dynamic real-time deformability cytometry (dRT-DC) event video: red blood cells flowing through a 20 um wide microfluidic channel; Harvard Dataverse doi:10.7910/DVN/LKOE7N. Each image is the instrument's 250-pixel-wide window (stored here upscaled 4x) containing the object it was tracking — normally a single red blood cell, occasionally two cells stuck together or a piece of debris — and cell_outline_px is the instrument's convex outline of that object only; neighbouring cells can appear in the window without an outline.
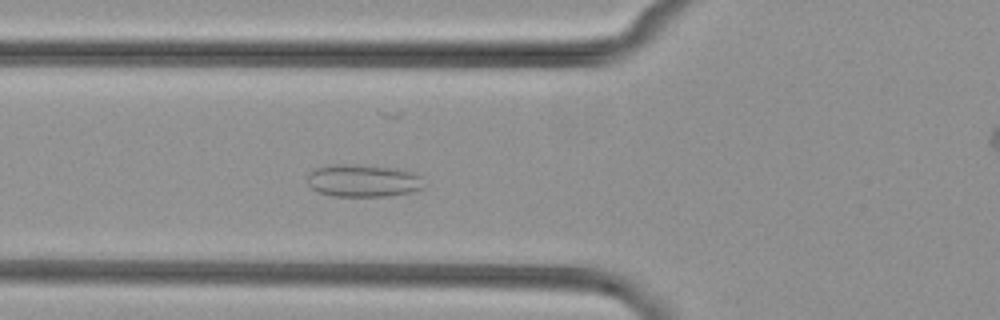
{"species": "common noctule bat (a hibernating species)", "species_latin": "Nyctalus noctula", "temperature_condition": "cold", "stored_images_in_passage": 43, "camera_frame_rate_fps": 3000, "um_per_image_px": 0.085, "animal": {"sex": "female", "body_mass_g": 29.2, "forearm_length_mm": 56.3}, "frame": {"image": 1, "passage_image": 18, "time_ms": 5.667, "image_size_px": [1000, 320], "cell_outline_px": [[424, 188], [408, 192], [388, 196], [332, 196], [320, 192], [312, 188], [308, 184], [308, 172], [312, 168], [332, 164], [364, 164], [396, 168], [412, 172], [424, 176]], "centroid_in_image_um": [30.87, 15.33], "position_along_channel_um": 94.9, "area_um2": 22.54}}
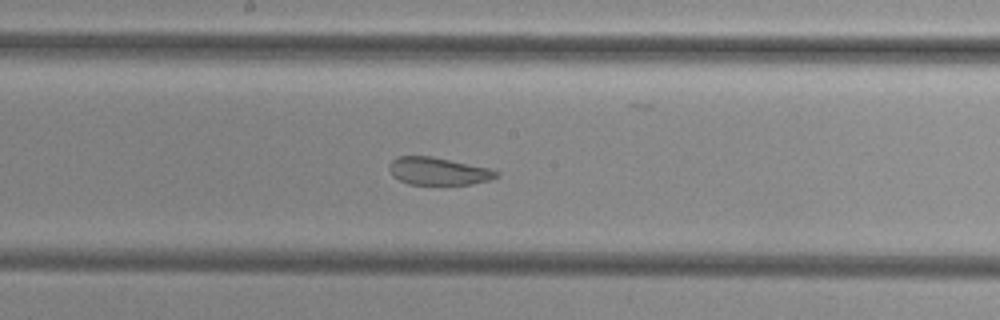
{"frame": {"image": 2, "passage_image": 27, "time_ms": 8.667, "image_size_px": [1000, 320], "cell_outline_px": [[500, 176], [488, 180], [472, 184], [408, 184], [392, 176], [388, 168], [388, 164], [392, 160], [400, 156], [432, 156], [488, 168], [500, 172]], "centroid_in_image_um": [37.23, 14.55], "position_along_channel_um": 211.0, "area_um2": 17.17}}
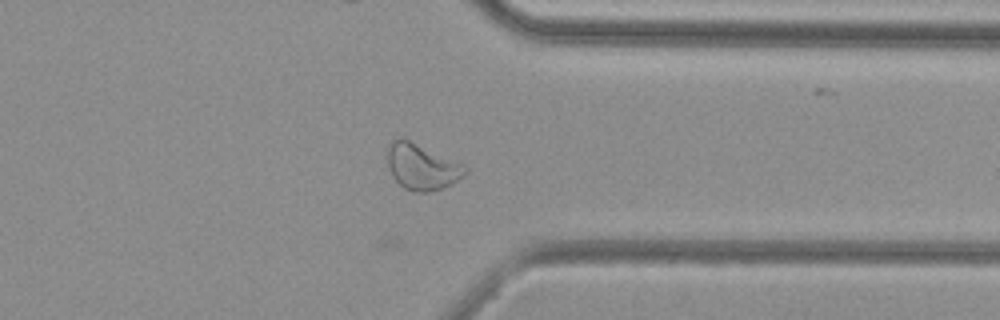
{"frame": {"image": 3, "passage_image": 40, "time_ms": 13.0, "image_size_px": [1000, 320], "cell_outline_px": [[468, 172], [452, 184], [428, 192], [416, 192], [404, 188], [392, 176], [384, 152], [388, 144], [392, 140], [404, 136], [464, 164], [468, 168]], "centroid_in_image_um": [35.82, 14.12], "position_along_channel_um": 375.6, "area_um2": 21.39}}